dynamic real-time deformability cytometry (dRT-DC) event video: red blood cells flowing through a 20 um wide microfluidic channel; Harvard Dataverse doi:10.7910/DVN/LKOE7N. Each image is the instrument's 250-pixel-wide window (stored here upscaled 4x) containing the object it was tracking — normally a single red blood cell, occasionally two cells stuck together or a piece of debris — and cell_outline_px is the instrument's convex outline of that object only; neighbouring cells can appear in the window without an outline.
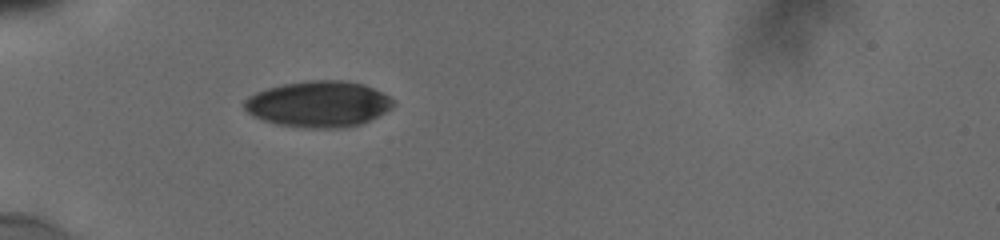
{"species": "human", "species_latin": "Homo sapiens", "temperature_condition": "cold", "stored_images_in_passage": 13, "camera_frame_rate_fps": 3000, "um_per_image_px": 0.085, "donor": {"sex": "male"}, "frame": {"image": 1, "passage_image": 1, "time_ms": 0.0, "image_size_px": [1000, 240], "cell_outline_px": [[392, 104], [384, 112], [360, 124], [340, 128], [308, 128], [276, 124], [252, 116], [244, 108], [244, 100], [248, 96], [256, 92], [268, 88], [284, 84], [308, 80], [348, 80], [364, 84], [388, 96], [392, 100]], "centroid_in_image_um": [27.02, 8.84], "position_along_channel_um": 58.0, "area_um2": 39.65}}
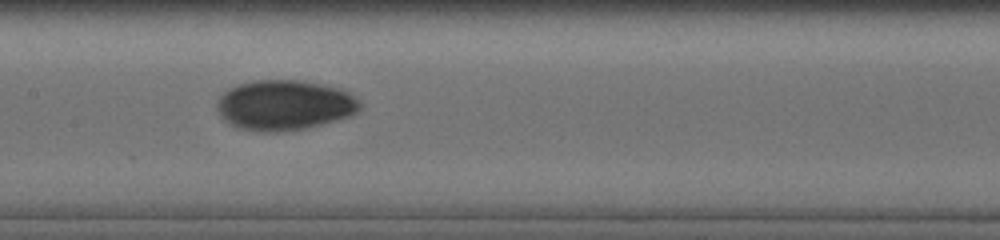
{"frame": {"image": 2, "passage_image": 9, "time_ms": 3.667, "image_size_px": [1000, 240], "cell_outline_px": [[360, 108], [352, 116], [304, 128], [276, 132], [264, 132], [240, 128], [224, 120], [220, 116], [216, 108], [216, 100], [228, 88], [236, 84], [252, 80], [304, 80], [324, 84], [340, 88], [352, 92], [360, 100]], "centroid_in_image_um": [24.19, 8.91], "position_along_channel_um": 183.2, "area_um2": 42.25}}
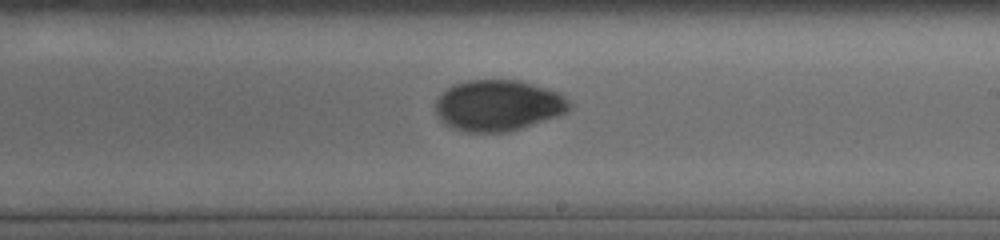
{"frame": {"image": 3, "passage_image": 12, "time_ms": 5.333, "image_size_px": [1000, 240], "cell_outline_px": [[572, 108], [568, 112], [560, 116], [508, 132], [464, 132], [452, 128], [444, 124], [440, 120], [436, 112], [436, 100], [452, 84], [468, 80], [520, 80], [560, 92], [572, 104]], "centroid_in_image_um": [42.38, 8.97], "position_along_channel_um": 246.6, "area_um2": 40.23}}